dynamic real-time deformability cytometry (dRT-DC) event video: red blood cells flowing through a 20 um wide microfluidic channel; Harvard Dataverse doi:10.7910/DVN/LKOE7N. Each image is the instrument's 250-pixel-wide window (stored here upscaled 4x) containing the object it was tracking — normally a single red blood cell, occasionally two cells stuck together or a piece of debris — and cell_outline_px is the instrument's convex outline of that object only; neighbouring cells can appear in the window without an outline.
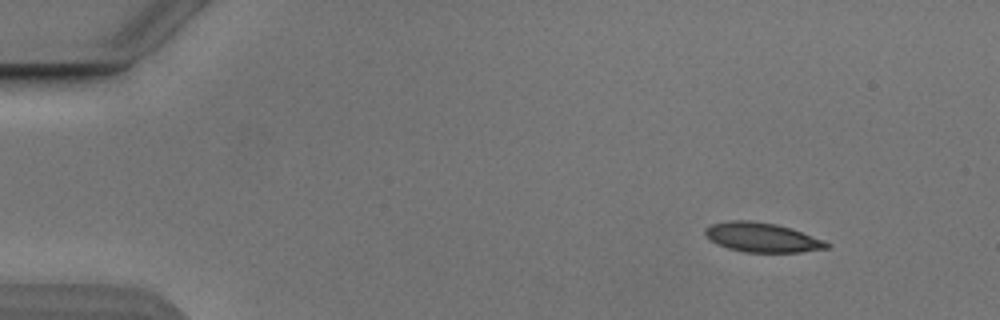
{"species": "Egyptian fruit bat (a non-hibernating species)", "species_latin": "Rousettus aegyptiacus", "temperature_condition": "cold", "stored_images_in_passage": 48, "camera_frame_rate_fps": 3000, "um_per_image_px": 0.085, "animal": {"sex": "male"}, "frame": {"image": 1, "passage_image": 1, "time_ms": 0.0, "image_size_px": [1000, 320], "cell_outline_px": [[832, 244], [828, 248], [800, 252], [744, 252], [728, 248], [716, 244], [708, 240], [704, 236], [704, 228], [712, 224], [728, 220], [752, 220], [776, 224], [792, 228], [824, 240]], "centroid_in_image_um": [64.74, 20.17], "position_along_channel_um": 20.3, "area_um2": 21.15}}
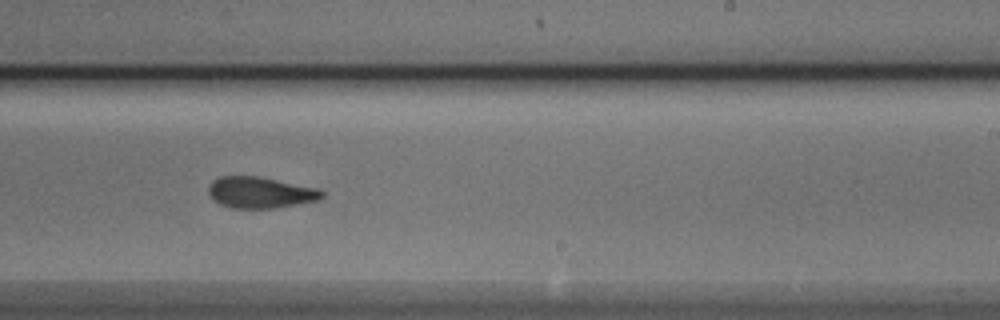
{"frame": {"image": 2, "passage_image": 28, "time_ms": 9.0, "image_size_px": [1000, 320], "cell_outline_px": [[324, 196], [320, 200], [276, 208], [232, 208], [220, 204], [212, 200], [208, 192], [208, 188], [212, 180], [220, 176], [256, 176], [320, 188], [324, 192]], "centroid_in_image_um": [22.14, 16.36], "position_along_channel_um": 266.9, "area_um2": 20.87}}
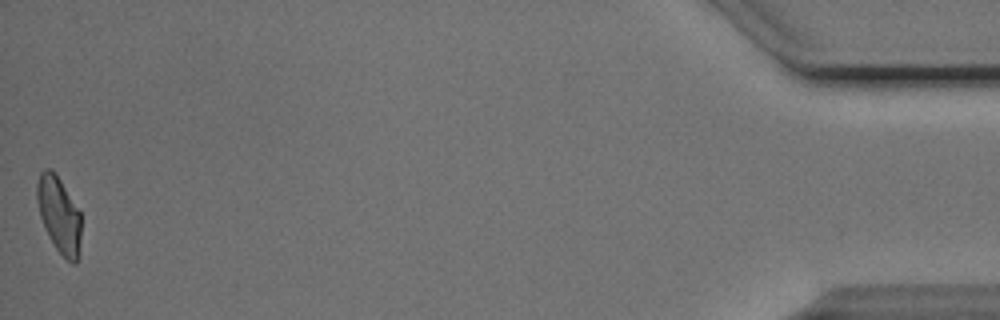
{"frame": {"image": 3, "passage_image": 48, "time_ms": 15.667, "image_size_px": [1000, 320], "cell_outline_px": [[80, 236], [76, 264], [72, 264], [56, 248], [48, 236], [40, 216], [36, 200], [36, 184], [40, 172], [44, 168], [48, 168], [60, 180], [80, 212]], "centroid_in_image_um": [4.98, 18.24], "position_along_channel_um": 430.2, "area_um2": 19.19}, "authors_computed_cell_mechanics": {"area_um2": 21.2704, "velocity_mm_per_s": 3.8512, "shape_relaxation_time_tau1_ms": 5.4304, "shape_relaxation_time_tau2_ms": 1.4451, "deformation_change_tau1": 0.1504, "deformation_change_tau2": 0.0709}}